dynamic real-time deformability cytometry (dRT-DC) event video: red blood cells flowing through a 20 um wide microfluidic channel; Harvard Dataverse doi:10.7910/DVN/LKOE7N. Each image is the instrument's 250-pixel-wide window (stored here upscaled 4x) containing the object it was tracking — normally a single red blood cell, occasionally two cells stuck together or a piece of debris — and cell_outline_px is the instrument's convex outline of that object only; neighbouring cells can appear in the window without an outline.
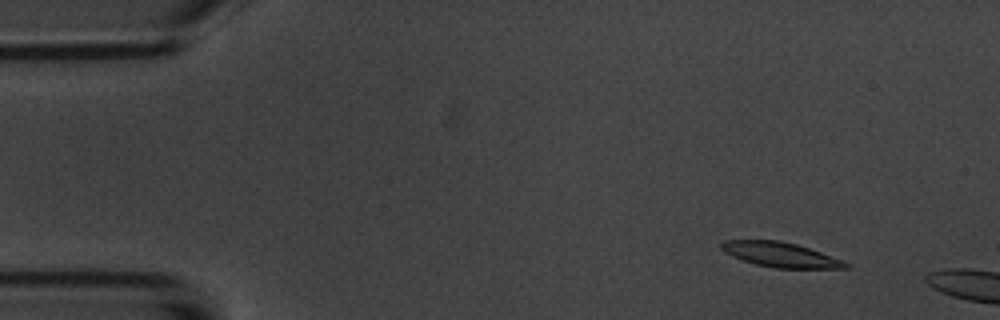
{"species": "common noctule bat (a hibernating species)", "species_latin": "Nyctalus noctula", "temperature_condition": "room temperature", "stored_images_in_passage": 5, "camera_frame_rate_fps": 3000, "um_per_image_px": 0.085, "animal": {"sex": "male", "body_mass_g": 20.1, "forearm_length_mm": 53.5}, "frame": {"image": 1, "passage_image": 2, "time_ms": 1.333, "image_size_px": [1000, 320], "cell_outline_px": [[852, 264], [848, 268], [776, 268], [756, 264], [732, 256], [724, 252], [720, 248], [720, 244], [724, 240], [780, 240], [796, 244], [820, 252]], "centroid_in_image_um": [66.32, 21.64], "position_along_channel_um": 18.7, "area_um2": 17.8}}